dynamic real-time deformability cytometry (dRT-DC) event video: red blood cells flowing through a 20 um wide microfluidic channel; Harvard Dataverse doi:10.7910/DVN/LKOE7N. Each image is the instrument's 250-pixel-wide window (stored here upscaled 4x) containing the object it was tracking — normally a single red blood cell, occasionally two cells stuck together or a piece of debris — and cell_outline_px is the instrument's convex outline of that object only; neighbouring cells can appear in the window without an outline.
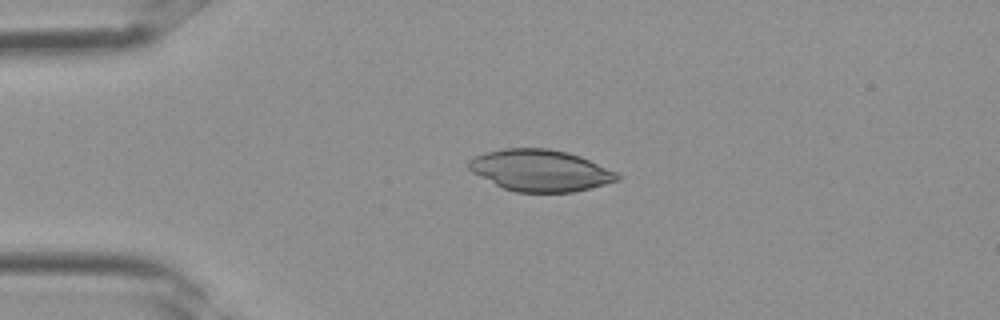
{"species": "Egyptian fruit bat (a non-hibernating species)", "species_latin": "Rousettus aegyptiacus", "temperature_condition": "room temperature", "stored_images_in_passage": 3, "camera_frame_rate_fps": 3000, "um_per_image_px": 0.085, "frame": {"image": 1, "passage_image": 2, "time_ms": 0.333, "image_size_px": [1000, 320], "cell_outline_px": [[620, 180], [572, 192], [516, 192], [504, 188], [472, 172], [468, 168], [468, 160], [476, 156], [488, 152], [504, 148], [548, 148], [568, 152], [580, 156], [616, 172], [620, 176]], "centroid_in_image_um": [45.92, 14.48], "position_along_channel_um": 39.1, "area_um2": 35.6}}